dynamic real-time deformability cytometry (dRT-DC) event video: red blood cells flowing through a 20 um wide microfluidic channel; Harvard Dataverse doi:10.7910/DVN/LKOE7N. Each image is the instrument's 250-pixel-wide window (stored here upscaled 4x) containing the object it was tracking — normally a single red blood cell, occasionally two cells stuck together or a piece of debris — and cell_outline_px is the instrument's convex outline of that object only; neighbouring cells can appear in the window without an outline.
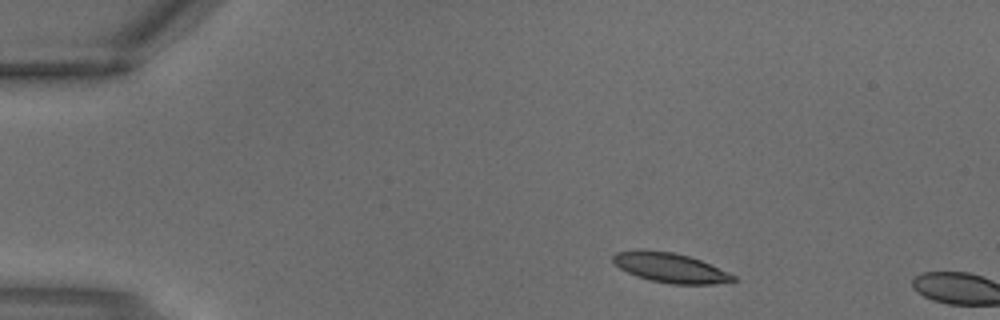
{"species": "common noctule bat (a hibernating species)", "species_latin": "Nyctalus noctula", "temperature_condition": "warm", "stored_images_in_passage": 2, "camera_frame_rate_fps": 3000, "um_per_image_px": 0.085, "animal": {"sex": "male", "body_mass_g": 18.8}, "frame": {"image": 1, "passage_image": 1, "time_ms": 0.0, "image_size_px": [1000, 320], "cell_outline_px": [[736, 280], [712, 284], [672, 284], [652, 280], [636, 276], [620, 268], [612, 260], [612, 256], [616, 252], [672, 252], [688, 256], [700, 260], [736, 276]], "centroid_in_image_um": [57.01, 22.79], "position_along_channel_um": 28.0, "area_um2": 19.83}}